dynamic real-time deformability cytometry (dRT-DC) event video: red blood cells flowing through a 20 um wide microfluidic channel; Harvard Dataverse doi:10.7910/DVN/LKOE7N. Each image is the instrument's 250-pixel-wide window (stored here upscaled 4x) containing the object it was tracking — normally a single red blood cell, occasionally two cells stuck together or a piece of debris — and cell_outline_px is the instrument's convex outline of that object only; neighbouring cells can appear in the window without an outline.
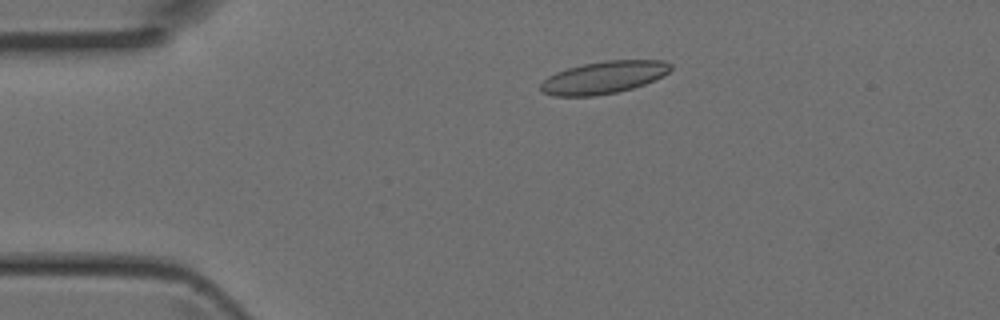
{"species": "Egyptian fruit bat (a non-hibernating species)", "species_latin": "Rousettus aegyptiacus", "temperature_condition": "room temperature", "stored_images_in_passage": 4, "camera_frame_rate_fps": 3000, "um_per_image_px": 0.085, "animal": {"sex": "female"}, "frame": {"image": 1, "passage_image": 3, "time_ms": 0.667, "image_size_px": [1000, 320], "cell_outline_px": [[672, 68], [668, 72], [644, 84], [632, 88], [616, 92], [596, 96], [556, 96], [540, 92], [540, 84], [548, 76], [556, 72], [568, 68], [584, 64], [604, 60], [664, 60], [672, 64]], "centroid_in_image_um": [51.29, 6.58], "position_along_channel_um": 33.7, "area_um2": 24.45}}